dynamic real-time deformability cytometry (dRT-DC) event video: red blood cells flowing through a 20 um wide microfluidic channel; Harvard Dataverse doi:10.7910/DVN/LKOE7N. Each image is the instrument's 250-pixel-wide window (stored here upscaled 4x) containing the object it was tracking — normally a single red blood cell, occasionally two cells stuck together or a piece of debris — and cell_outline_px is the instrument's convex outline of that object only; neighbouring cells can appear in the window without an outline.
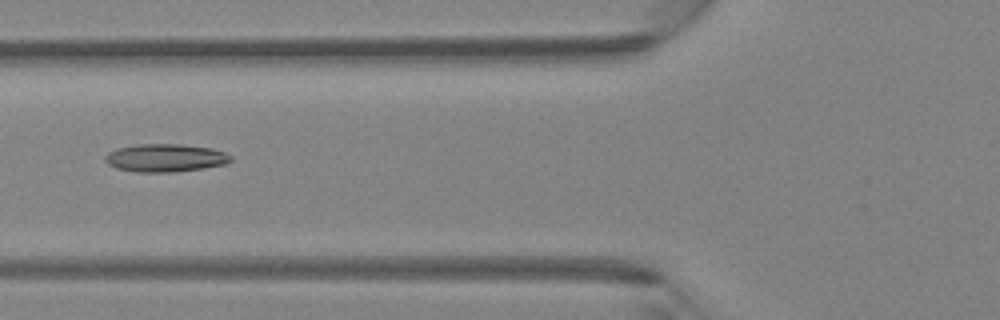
{"species": "Egyptian fruit bat (a non-hibernating species)", "species_latin": "Rousettus aegyptiacus", "temperature_condition": "room temperature", "stored_images_in_passage": 6, "camera_frame_rate_fps": 3000, "um_per_image_px": 0.085, "animal": {"sex": "female"}, "frame": {"image": 1, "passage_image": 6, "time_ms": 1.667, "image_size_px": [1000, 320], "cell_outline_px": [[232, 160], [228, 164], [204, 168], [172, 172], [136, 172], [116, 168], [108, 164], [104, 160], [104, 156], [108, 152], [116, 148], [136, 144], [180, 144], [212, 148], [224, 152], [232, 156]], "centroid_in_image_um": [14.05, 13.42], "position_along_channel_um": 111.8, "area_um2": 20.69}}